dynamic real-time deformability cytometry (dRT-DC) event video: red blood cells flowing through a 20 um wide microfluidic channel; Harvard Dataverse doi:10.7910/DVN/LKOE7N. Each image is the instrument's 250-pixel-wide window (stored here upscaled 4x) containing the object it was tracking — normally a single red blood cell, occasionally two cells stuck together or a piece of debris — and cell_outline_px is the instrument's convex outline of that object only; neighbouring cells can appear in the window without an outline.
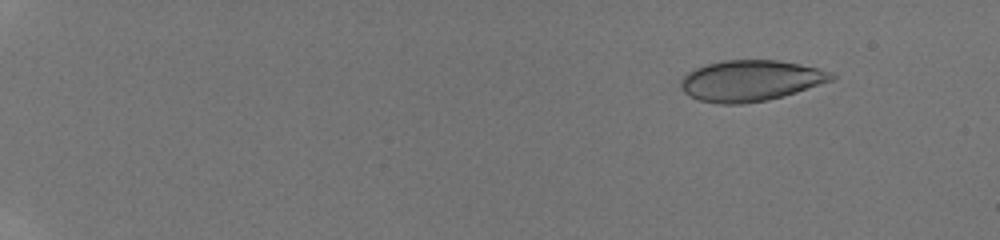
{"species": "human", "species_latin": "Homo sapiens", "temperature_condition": "room temperature", "stored_images_in_passage": 16, "camera_frame_rate_fps": 3000, "um_per_image_px": 0.085, "donor": {"sex": "male"}, "frame": {"image": 1, "passage_image": 3, "time_ms": 2.333, "image_size_px": [1000, 240], "cell_outline_px": [[836, 80], [784, 96], [768, 100], [744, 104], [716, 104], [700, 100], [688, 96], [680, 88], [680, 80], [688, 72], [696, 68], [708, 64], [724, 60], [776, 60], [800, 64], [832, 72], [836, 76]], "centroid_in_image_um": [63.81, 6.87], "position_along_channel_um": 21.2, "area_um2": 36.24}}
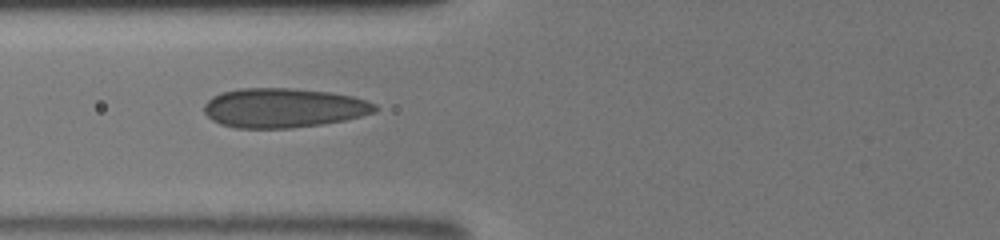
{"frame": {"image": 2, "passage_image": 10, "time_ms": 8.333, "image_size_px": [1000, 240], "cell_outline_px": [[380, 108], [376, 112], [344, 120], [320, 124], [292, 128], [236, 128], [220, 124], [212, 120], [204, 112], [204, 104], [212, 96], [220, 92], [240, 88], [292, 88], [328, 92], [352, 96], [376, 104]], "centroid_in_image_um": [24.07, 9.17], "position_along_channel_um": 101.7, "area_um2": 39.36}}
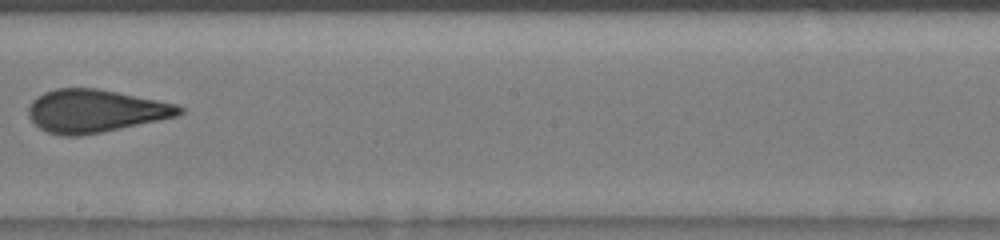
{"frame": {"image": 3, "passage_image": 16, "time_ms": 11.667, "image_size_px": [1000, 240], "cell_outline_px": [[184, 112], [180, 116], [80, 136], [64, 136], [48, 132], [40, 128], [28, 116], [28, 108], [32, 100], [44, 92], [56, 88], [96, 88], [176, 104], [184, 108]], "centroid_in_image_um": [8.09, 9.43], "position_along_channel_um": 240.1, "area_um2": 37.45}}